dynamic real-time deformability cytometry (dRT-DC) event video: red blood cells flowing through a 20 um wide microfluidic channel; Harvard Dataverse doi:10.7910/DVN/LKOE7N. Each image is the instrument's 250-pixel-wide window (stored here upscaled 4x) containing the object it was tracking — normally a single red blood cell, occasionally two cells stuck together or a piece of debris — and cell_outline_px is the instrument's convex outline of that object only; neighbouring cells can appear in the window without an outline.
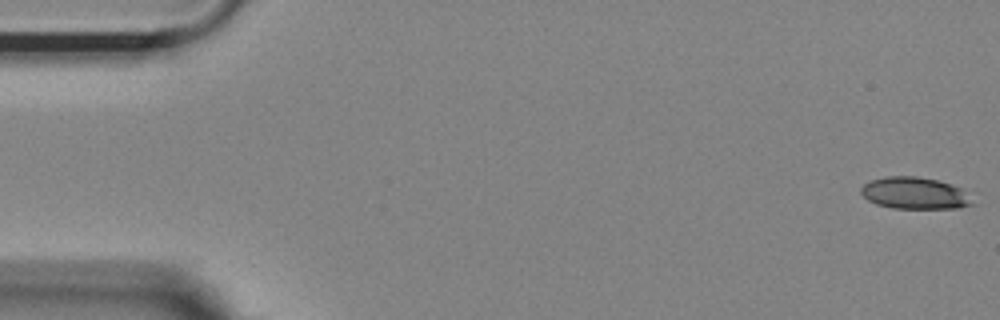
{"species": "Egyptian fruit bat (a non-hibernating species)", "species_latin": "Rousettus aegyptiacus", "temperature_condition": "room temperature", "stored_images_in_passage": 54, "camera_frame_rate_fps": 3000, "um_per_image_px": 0.085, "animal": {"sex": "female"}, "frame": {"image": 1, "passage_image": 1, "time_ms": 0.0, "image_size_px": [1000, 320], "cell_outline_px": [[976, 204], [960, 208], [892, 208], [876, 204], [868, 200], [860, 192], [860, 188], [864, 184], [872, 180], [884, 176], [916, 176], [936, 180], [952, 184], [960, 188]], "centroid_in_image_um": [77.74, 16.42], "position_along_channel_um": 7.3, "area_um2": 20.63}}
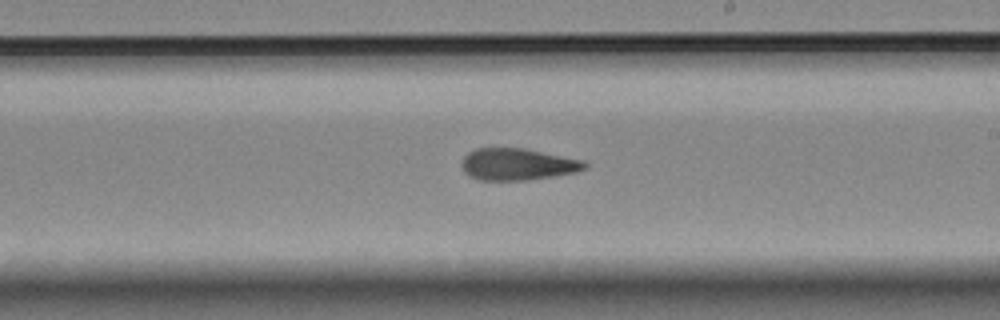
{"frame": {"image": 2, "passage_image": 31, "time_ms": 10.0, "image_size_px": [1000, 320], "cell_outline_px": [[588, 168], [576, 172], [528, 180], [480, 180], [468, 176], [464, 172], [460, 164], [464, 156], [468, 152], [476, 148], [524, 148], [584, 160], [588, 164]], "centroid_in_image_um": [43.98, 13.96], "position_along_channel_um": 245.0, "area_um2": 23.0}}
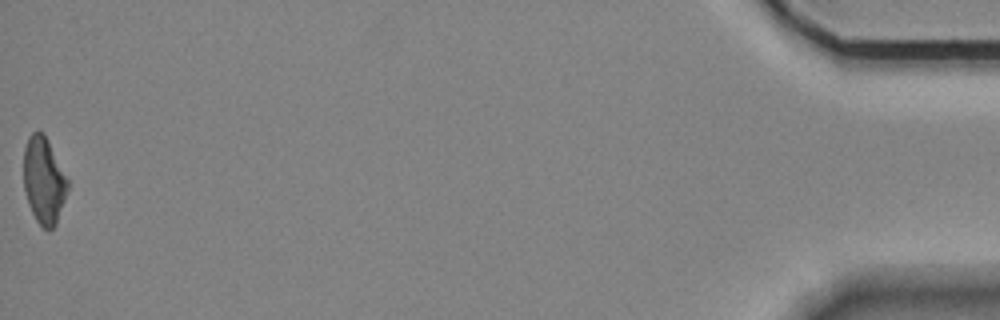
{"frame": {"image": 3, "passage_image": 54, "time_ms": 17.667, "image_size_px": [1000, 320], "cell_outline_px": [[68, 188], [56, 224], [48, 232], [36, 220], [28, 204], [24, 188], [24, 148], [28, 136], [32, 132], [44, 132], [68, 180]], "centroid_in_image_um": [3.71, 15.34], "position_along_channel_um": 431.5, "area_um2": 22.08}, "authors_computed_cell_mechanics": {"area_um2": 22.8021, "velocity_mm_per_s": 3.705, "shape_relaxation_time_tau1_ms": null, "shape_relaxation_time_tau2_ms": 6.4801, "deformation_change_tau1": null, "deformation_change_tau2": 0.1537}}